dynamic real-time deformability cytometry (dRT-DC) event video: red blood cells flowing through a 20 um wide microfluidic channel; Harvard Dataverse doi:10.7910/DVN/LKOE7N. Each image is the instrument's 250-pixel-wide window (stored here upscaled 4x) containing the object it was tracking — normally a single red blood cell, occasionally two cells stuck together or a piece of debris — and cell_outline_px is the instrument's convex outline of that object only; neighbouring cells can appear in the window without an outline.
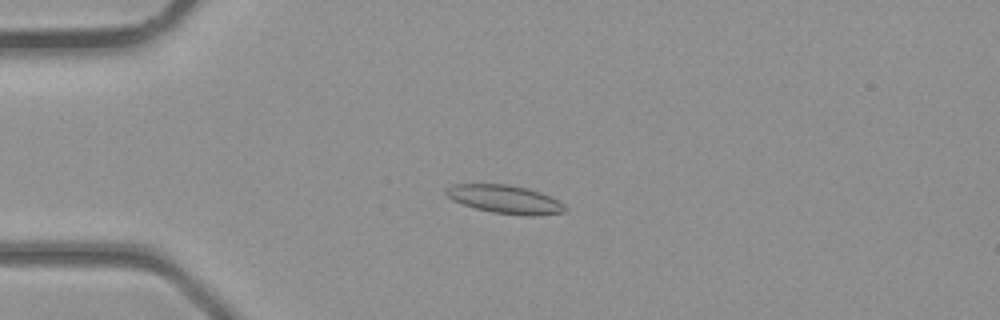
{"species": "common noctule bat (a hibernating species)", "species_latin": "Nyctalus noctula", "temperature_condition": "room temperature", "stored_images_in_passage": 41, "camera_frame_rate_fps": 3000, "um_per_image_px": 0.085, "animal": {"sex": "male", "body_mass_g": 23.1, "forearm_length_mm": 52.7}, "frame": {"image": 1, "passage_image": 11, "time_ms": 3.333, "image_size_px": [1000, 320], "cell_outline_px": [[568, 208], [564, 212], [536, 216], [524, 216], [492, 212], [476, 208], [452, 200], [444, 192], [444, 188], [452, 184], [508, 184], [528, 188], [540, 192], [564, 204]], "centroid_in_image_um": [42.92, 16.94], "position_along_channel_um": 42.1, "area_um2": 19.71}}
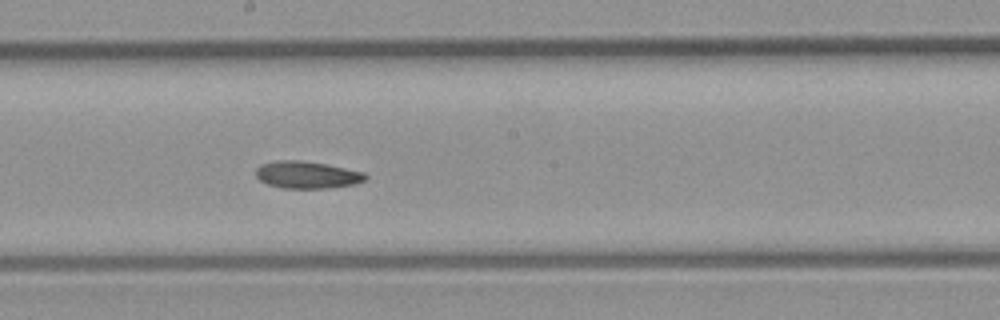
{"frame": {"image": 2, "passage_image": 23, "time_ms": 7.333, "image_size_px": [1000, 320], "cell_outline_px": [[368, 176], [364, 180], [356, 184], [328, 188], [284, 188], [268, 184], [260, 180], [256, 176], [256, 168], [260, 164], [276, 160], [300, 160], [324, 164], [364, 172]], "centroid_in_image_um": [26.08, 14.86], "position_along_channel_um": 222.1, "area_um2": 17.28}}
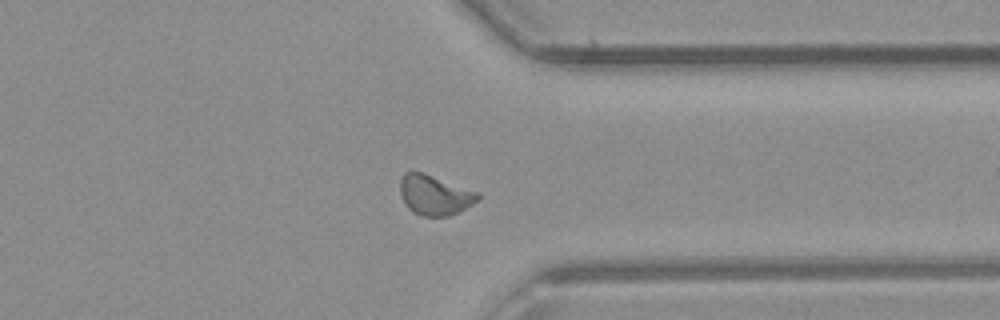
{"frame": {"image": 3, "passage_image": 32, "time_ms": 10.333, "image_size_px": [1000, 320], "cell_outline_px": [[480, 200], [448, 216], [420, 216], [412, 212], [408, 208], [400, 192], [400, 180], [404, 172], [420, 172], [480, 192]], "centroid_in_image_um": [36.95, 16.58], "position_along_channel_um": 374.4, "area_um2": 17.92}}